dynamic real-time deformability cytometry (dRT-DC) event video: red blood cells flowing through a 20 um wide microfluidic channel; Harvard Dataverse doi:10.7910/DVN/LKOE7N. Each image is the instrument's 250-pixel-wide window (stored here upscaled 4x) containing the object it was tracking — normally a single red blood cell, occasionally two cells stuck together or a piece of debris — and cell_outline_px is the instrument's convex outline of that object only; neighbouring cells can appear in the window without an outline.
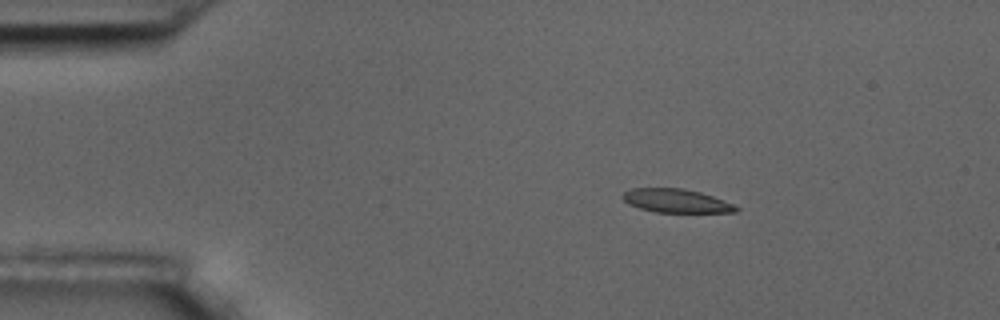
{"species": "common noctule bat (a hibernating species)", "species_latin": "Nyctalus noctula", "temperature_condition": "room temperature", "stored_images_in_passage": 3, "camera_frame_rate_fps": 3000, "um_per_image_px": 0.085, "animal": {"sex": "male", "body_mass_g": 17.5, "forearm_length_mm": 52.3}, "frame": {"image": 1, "passage_image": 1, "time_ms": 0.0, "image_size_px": [1000, 320], "cell_outline_px": [[740, 208], [736, 212], [656, 212], [640, 208], [628, 204], [620, 196], [624, 192], [632, 188], [684, 188], [700, 192], [724, 200]], "centroid_in_image_um": [57.45, 17.06], "position_along_channel_um": 27.5, "area_um2": 15.55}}